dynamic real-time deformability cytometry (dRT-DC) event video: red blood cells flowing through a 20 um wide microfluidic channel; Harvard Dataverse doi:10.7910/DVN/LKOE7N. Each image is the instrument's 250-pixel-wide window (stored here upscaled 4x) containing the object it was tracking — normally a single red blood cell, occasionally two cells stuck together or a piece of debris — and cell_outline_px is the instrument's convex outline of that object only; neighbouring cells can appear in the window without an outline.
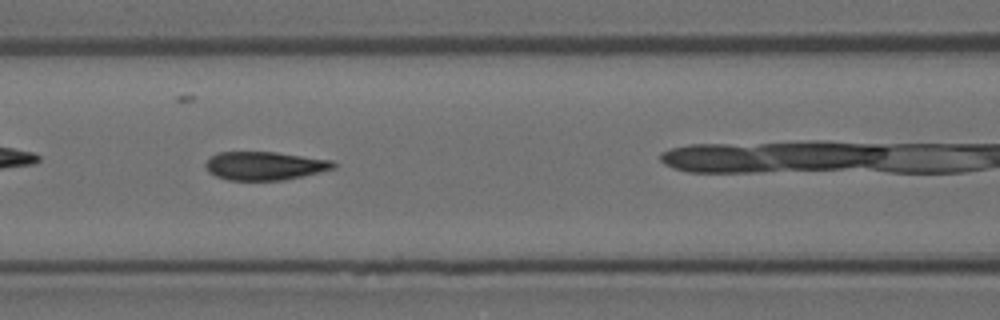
{"species": "Egyptian fruit bat (a non-hibernating species)", "species_latin": "Rousettus aegyptiacus", "temperature_condition": "room temperature", "stored_images_in_passage": 8, "camera_frame_rate_fps": 3000, "um_per_image_px": 0.085, "animal": {"sex": "female"}, "frame": {"image": 1, "passage_image": 3, "time_ms": 0.667, "image_size_px": [1000, 320], "cell_outline_px": [[336, 168], [284, 180], [228, 180], [216, 176], [208, 172], [204, 164], [212, 156], [220, 152], [276, 152], [332, 160], [336, 164]], "centroid_in_image_um": [22.5, 14.09], "position_along_channel_um": 144.1, "area_um2": 21.1}}
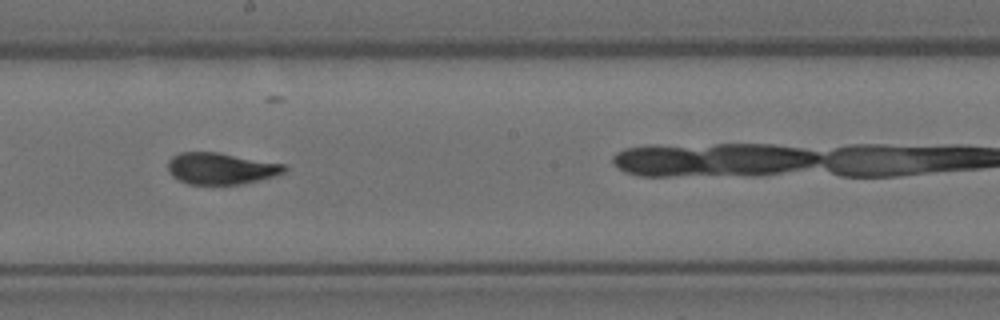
{"frame": {"image": 2, "passage_image": 5, "time_ms": 1.333, "image_size_px": [1000, 320], "cell_outline_px": [[288, 168], [284, 172], [272, 176], [240, 184], [188, 184], [172, 176], [168, 172], [168, 160], [172, 156], [180, 152], [220, 152], [288, 164]], "centroid_in_image_um": [18.78, 14.3], "position_along_channel_um": 229.4, "area_um2": 21.56}}
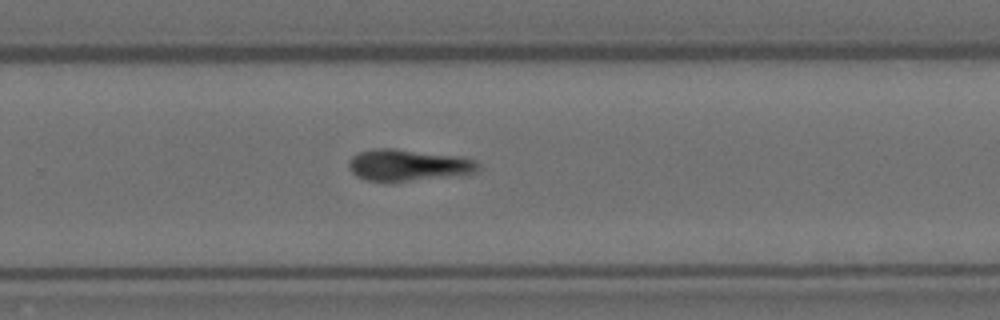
{"frame": {"image": 3, "passage_image": 8, "time_ms": 2.333, "image_size_px": [1000, 320], "cell_outline_px": [[480, 168], [476, 172], [392, 184], [364, 180], [356, 176], [352, 172], [348, 164], [348, 160], [352, 156], [360, 152], [372, 148], [396, 148], [456, 156], [472, 160], [480, 164]], "centroid_in_image_um": [34.61, 14.06], "position_along_channel_um": 295.2, "area_um2": 24.28}}